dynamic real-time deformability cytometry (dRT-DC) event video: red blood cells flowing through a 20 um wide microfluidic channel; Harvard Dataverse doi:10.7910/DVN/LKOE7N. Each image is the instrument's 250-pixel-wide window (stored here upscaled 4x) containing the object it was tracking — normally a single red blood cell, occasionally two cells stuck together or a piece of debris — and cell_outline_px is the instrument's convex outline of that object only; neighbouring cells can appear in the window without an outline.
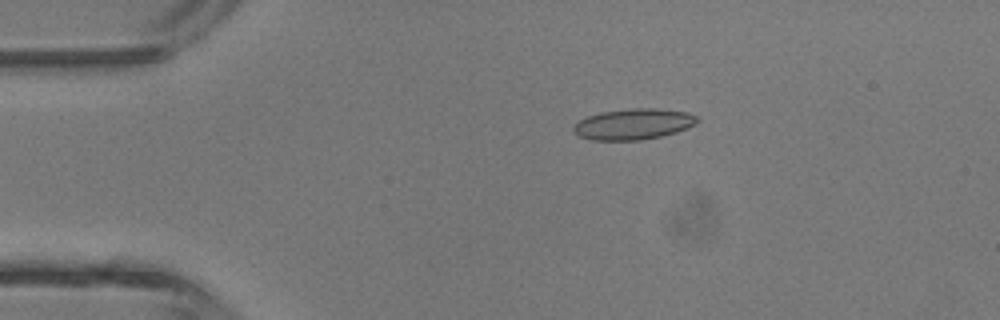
{"species": "common noctule bat (a hibernating species)", "species_latin": "Nyctalus noctula", "temperature_condition": "room temperature", "stored_images_in_passage": 4, "camera_frame_rate_fps": 3000, "um_per_image_px": 0.085, "animal": {"sex": "male", "body_mass_g": 13.3}, "frame": {"image": 1, "passage_image": 3, "time_ms": 2.0, "image_size_px": [1000, 320], "cell_outline_px": [[700, 120], [696, 124], [688, 128], [676, 132], [660, 136], [640, 140], [592, 140], [580, 136], [572, 128], [580, 120], [588, 116], [600, 112], [632, 108], [656, 108], [688, 112], [696, 116]], "centroid_in_image_um": [53.89, 10.54], "position_along_channel_um": 31.1, "area_um2": 22.2}}